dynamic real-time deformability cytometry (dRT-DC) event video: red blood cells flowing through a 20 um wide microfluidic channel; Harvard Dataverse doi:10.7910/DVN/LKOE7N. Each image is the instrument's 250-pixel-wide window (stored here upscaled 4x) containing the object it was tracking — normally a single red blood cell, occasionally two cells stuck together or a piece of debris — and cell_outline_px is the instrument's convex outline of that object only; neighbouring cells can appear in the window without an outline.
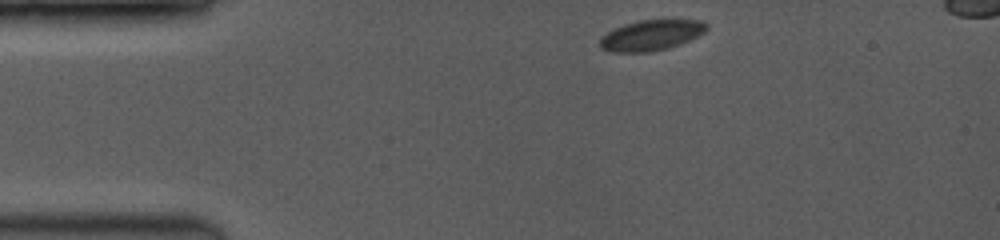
{"species": "common noctule bat (a hibernating species)", "species_latin": "Nyctalus noctula", "temperature_condition": "room temperature", "stored_images_in_passage": 7, "segment_of_instrument_passage": [1, 2], "camera_frame_rate_fps": 3500, "um_per_image_px": 0.085, "animal": {"sex": "female", "body_mass_g": 19.0, "forearm_length_mm": 53.3}, "frame": {"image": 1, "passage_image": 1, "time_ms": 0.0, "image_size_px": [1000, 240], "cell_outline_px": [[708, 28], [704, 32], [688, 40], [668, 48], [648, 52], [612, 52], [600, 48], [600, 40], [608, 32], [616, 28], [640, 20], [700, 20], [708, 24]], "centroid_in_image_um": [55.36, 3.0], "position_along_channel_um": 29.6, "area_um2": 18.55}}